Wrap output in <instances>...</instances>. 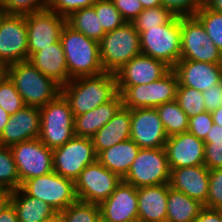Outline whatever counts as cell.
<instances>
[{"label": "cell", "mask_w": 222, "mask_h": 222, "mask_svg": "<svg viewBox=\"0 0 222 222\" xmlns=\"http://www.w3.org/2000/svg\"><path fill=\"white\" fill-rule=\"evenodd\" d=\"M213 124L211 112L204 111L189 118L188 132L195 135L198 139L204 140Z\"/></svg>", "instance_id": "43"}, {"label": "cell", "mask_w": 222, "mask_h": 222, "mask_svg": "<svg viewBox=\"0 0 222 222\" xmlns=\"http://www.w3.org/2000/svg\"><path fill=\"white\" fill-rule=\"evenodd\" d=\"M26 15L4 13L0 19V62L7 66L28 60Z\"/></svg>", "instance_id": "14"}, {"label": "cell", "mask_w": 222, "mask_h": 222, "mask_svg": "<svg viewBox=\"0 0 222 222\" xmlns=\"http://www.w3.org/2000/svg\"><path fill=\"white\" fill-rule=\"evenodd\" d=\"M162 6L175 16H191L205 4V0H161Z\"/></svg>", "instance_id": "42"}, {"label": "cell", "mask_w": 222, "mask_h": 222, "mask_svg": "<svg viewBox=\"0 0 222 222\" xmlns=\"http://www.w3.org/2000/svg\"><path fill=\"white\" fill-rule=\"evenodd\" d=\"M156 110L168 137L188 132L189 117L181 109L176 100L163 103L156 107Z\"/></svg>", "instance_id": "31"}, {"label": "cell", "mask_w": 222, "mask_h": 222, "mask_svg": "<svg viewBox=\"0 0 222 222\" xmlns=\"http://www.w3.org/2000/svg\"><path fill=\"white\" fill-rule=\"evenodd\" d=\"M99 50L103 70L114 74L141 54L140 34L132 22H125L115 30L106 32L99 41Z\"/></svg>", "instance_id": "4"}, {"label": "cell", "mask_w": 222, "mask_h": 222, "mask_svg": "<svg viewBox=\"0 0 222 222\" xmlns=\"http://www.w3.org/2000/svg\"><path fill=\"white\" fill-rule=\"evenodd\" d=\"M99 0H49L48 8L67 18L73 12L93 6Z\"/></svg>", "instance_id": "41"}, {"label": "cell", "mask_w": 222, "mask_h": 222, "mask_svg": "<svg viewBox=\"0 0 222 222\" xmlns=\"http://www.w3.org/2000/svg\"><path fill=\"white\" fill-rule=\"evenodd\" d=\"M205 5L211 10L222 13V0H205Z\"/></svg>", "instance_id": "50"}, {"label": "cell", "mask_w": 222, "mask_h": 222, "mask_svg": "<svg viewBox=\"0 0 222 222\" xmlns=\"http://www.w3.org/2000/svg\"><path fill=\"white\" fill-rule=\"evenodd\" d=\"M117 93L116 77L110 72L75 78L61 87V94L68 101L74 116L95 109Z\"/></svg>", "instance_id": "1"}, {"label": "cell", "mask_w": 222, "mask_h": 222, "mask_svg": "<svg viewBox=\"0 0 222 222\" xmlns=\"http://www.w3.org/2000/svg\"><path fill=\"white\" fill-rule=\"evenodd\" d=\"M7 76L26 106L41 108L61 93V86L40 72L29 60L9 65Z\"/></svg>", "instance_id": "3"}, {"label": "cell", "mask_w": 222, "mask_h": 222, "mask_svg": "<svg viewBox=\"0 0 222 222\" xmlns=\"http://www.w3.org/2000/svg\"><path fill=\"white\" fill-rule=\"evenodd\" d=\"M3 4H4V0H0V8L2 9L3 7Z\"/></svg>", "instance_id": "60"}, {"label": "cell", "mask_w": 222, "mask_h": 222, "mask_svg": "<svg viewBox=\"0 0 222 222\" xmlns=\"http://www.w3.org/2000/svg\"><path fill=\"white\" fill-rule=\"evenodd\" d=\"M222 210L203 208L195 222H221Z\"/></svg>", "instance_id": "47"}, {"label": "cell", "mask_w": 222, "mask_h": 222, "mask_svg": "<svg viewBox=\"0 0 222 222\" xmlns=\"http://www.w3.org/2000/svg\"><path fill=\"white\" fill-rule=\"evenodd\" d=\"M93 7L105 32L113 31L126 22L111 0H99Z\"/></svg>", "instance_id": "37"}, {"label": "cell", "mask_w": 222, "mask_h": 222, "mask_svg": "<svg viewBox=\"0 0 222 222\" xmlns=\"http://www.w3.org/2000/svg\"><path fill=\"white\" fill-rule=\"evenodd\" d=\"M180 24V59L222 64V52L214 45L203 24L195 15L181 16Z\"/></svg>", "instance_id": "10"}, {"label": "cell", "mask_w": 222, "mask_h": 222, "mask_svg": "<svg viewBox=\"0 0 222 222\" xmlns=\"http://www.w3.org/2000/svg\"><path fill=\"white\" fill-rule=\"evenodd\" d=\"M128 222H143L141 219L137 218V219H134L132 221H128Z\"/></svg>", "instance_id": "58"}, {"label": "cell", "mask_w": 222, "mask_h": 222, "mask_svg": "<svg viewBox=\"0 0 222 222\" xmlns=\"http://www.w3.org/2000/svg\"><path fill=\"white\" fill-rule=\"evenodd\" d=\"M203 141H222V126L214 123Z\"/></svg>", "instance_id": "49"}, {"label": "cell", "mask_w": 222, "mask_h": 222, "mask_svg": "<svg viewBox=\"0 0 222 222\" xmlns=\"http://www.w3.org/2000/svg\"><path fill=\"white\" fill-rule=\"evenodd\" d=\"M174 14L164 6L144 9L133 21L132 24L138 32L146 31L148 28L158 27L166 24Z\"/></svg>", "instance_id": "36"}, {"label": "cell", "mask_w": 222, "mask_h": 222, "mask_svg": "<svg viewBox=\"0 0 222 222\" xmlns=\"http://www.w3.org/2000/svg\"><path fill=\"white\" fill-rule=\"evenodd\" d=\"M12 195H0V214L11 204Z\"/></svg>", "instance_id": "52"}, {"label": "cell", "mask_w": 222, "mask_h": 222, "mask_svg": "<svg viewBox=\"0 0 222 222\" xmlns=\"http://www.w3.org/2000/svg\"><path fill=\"white\" fill-rule=\"evenodd\" d=\"M21 184L35 177L53 172V150L39 138L10 146Z\"/></svg>", "instance_id": "13"}, {"label": "cell", "mask_w": 222, "mask_h": 222, "mask_svg": "<svg viewBox=\"0 0 222 222\" xmlns=\"http://www.w3.org/2000/svg\"><path fill=\"white\" fill-rule=\"evenodd\" d=\"M41 113L38 107L25 106L9 117L0 134V145L12 146L17 143L39 138Z\"/></svg>", "instance_id": "21"}, {"label": "cell", "mask_w": 222, "mask_h": 222, "mask_svg": "<svg viewBox=\"0 0 222 222\" xmlns=\"http://www.w3.org/2000/svg\"><path fill=\"white\" fill-rule=\"evenodd\" d=\"M66 23L65 17L49 8L26 14L28 58L33 53L58 42Z\"/></svg>", "instance_id": "15"}, {"label": "cell", "mask_w": 222, "mask_h": 222, "mask_svg": "<svg viewBox=\"0 0 222 222\" xmlns=\"http://www.w3.org/2000/svg\"><path fill=\"white\" fill-rule=\"evenodd\" d=\"M49 0H4L2 9L7 14L26 15L47 9Z\"/></svg>", "instance_id": "39"}, {"label": "cell", "mask_w": 222, "mask_h": 222, "mask_svg": "<svg viewBox=\"0 0 222 222\" xmlns=\"http://www.w3.org/2000/svg\"><path fill=\"white\" fill-rule=\"evenodd\" d=\"M20 189L28 196L44 201L56 212L63 211L78 200L74 181L54 171L24 181Z\"/></svg>", "instance_id": "8"}, {"label": "cell", "mask_w": 222, "mask_h": 222, "mask_svg": "<svg viewBox=\"0 0 222 222\" xmlns=\"http://www.w3.org/2000/svg\"><path fill=\"white\" fill-rule=\"evenodd\" d=\"M130 126L131 109L122 106L112 119L92 137L96 154L130 139Z\"/></svg>", "instance_id": "26"}, {"label": "cell", "mask_w": 222, "mask_h": 222, "mask_svg": "<svg viewBox=\"0 0 222 222\" xmlns=\"http://www.w3.org/2000/svg\"><path fill=\"white\" fill-rule=\"evenodd\" d=\"M67 24L87 38L100 41L106 34L93 6L73 12L66 18Z\"/></svg>", "instance_id": "30"}, {"label": "cell", "mask_w": 222, "mask_h": 222, "mask_svg": "<svg viewBox=\"0 0 222 222\" xmlns=\"http://www.w3.org/2000/svg\"><path fill=\"white\" fill-rule=\"evenodd\" d=\"M126 22H132L143 10L139 0H111Z\"/></svg>", "instance_id": "45"}, {"label": "cell", "mask_w": 222, "mask_h": 222, "mask_svg": "<svg viewBox=\"0 0 222 222\" xmlns=\"http://www.w3.org/2000/svg\"><path fill=\"white\" fill-rule=\"evenodd\" d=\"M101 222H128L138 218L137 188L121 181L100 205Z\"/></svg>", "instance_id": "18"}, {"label": "cell", "mask_w": 222, "mask_h": 222, "mask_svg": "<svg viewBox=\"0 0 222 222\" xmlns=\"http://www.w3.org/2000/svg\"><path fill=\"white\" fill-rule=\"evenodd\" d=\"M169 186L205 206L209 193V169L205 165L170 169Z\"/></svg>", "instance_id": "22"}, {"label": "cell", "mask_w": 222, "mask_h": 222, "mask_svg": "<svg viewBox=\"0 0 222 222\" xmlns=\"http://www.w3.org/2000/svg\"><path fill=\"white\" fill-rule=\"evenodd\" d=\"M0 184L14 191L21 187L16 163L9 146L0 145Z\"/></svg>", "instance_id": "32"}, {"label": "cell", "mask_w": 222, "mask_h": 222, "mask_svg": "<svg viewBox=\"0 0 222 222\" xmlns=\"http://www.w3.org/2000/svg\"><path fill=\"white\" fill-rule=\"evenodd\" d=\"M0 222H19L12 203L0 214Z\"/></svg>", "instance_id": "48"}, {"label": "cell", "mask_w": 222, "mask_h": 222, "mask_svg": "<svg viewBox=\"0 0 222 222\" xmlns=\"http://www.w3.org/2000/svg\"><path fill=\"white\" fill-rule=\"evenodd\" d=\"M144 9L162 6L161 0H139Z\"/></svg>", "instance_id": "54"}, {"label": "cell", "mask_w": 222, "mask_h": 222, "mask_svg": "<svg viewBox=\"0 0 222 222\" xmlns=\"http://www.w3.org/2000/svg\"><path fill=\"white\" fill-rule=\"evenodd\" d=\"M122 106V96L118 92L111 100L95 109L79 116H74V135L92 138L100 128L112 119Z\"/></svg>", "instance_id": "24"}, {"label": "cell", "mask_w": 222, "mask_h": 222, "mask_svg": "<svg viewBox=\"0 0 222 222\" xmlns=\"http://www.w3.org/2000/svg\"><path fill=\"white\" fill-rule=\"evenodd\" d=\"M170 168L165 148H140L123 178L136 188L169 184Z\"/></svg>", "instance_id": "9"}, {"label": "cell", "mask_w": 222, "mask_h": 222, "mask_svg": "<svg viewBox=\"0 0 222 222\" xmlns=\"http://www.w3.org/2000/svg\"><path fill=\"white\" fill-rule=\"evenodd\" d=\"M43 222H64L62 212H55L52 216L46 218Z\"/></svg>", "instance_id": "55"}, {"label": "cell", "mask_w": 222, "mask_h": 222, "mask_svg": "<svg viewBox=\"0 0 222 222\" xmlns=\"http://www.w3.org/2000/svg\"><path fill=\"white\" fill-rule=\"evenodd\" d=\"M204 165L209 169L222 168V141H204Z\"/></svg>", "instance_id": "44"}, {"label": "cell", "mask_w": 222, "mask_h": 222, "mask_svg": "<svg viewBox=\"0 0 222 222\" xmlns=\"http://www.w3.org/2000/svg\"><path fill=\"white\" fill-rule=\"evenodd\" d=\"M9 117V113H7L2 107H0V134L3 132L4 127L9 120Z\"/></svg>", "instance_id": "51"}, {"label": "cell", "mask_w": 222, "mask_h": 222, "mask_svg": "<svg viewBox=\"0 0 222 222\" xmlns=\"http://www.w3.org/2000/svg\"><path fill=\"white\" fill-rule=\"evenodd\" d=\"M141 54L161 60L171 68L181 57L180 16H173L166 24L139 32Z\"/></svg>", "instance_id": "5"}, {"label": "cell", "mask_w": 222, "mask_h": 222, "mask_svg": "<svg viewBox=\"0 0 222 222\" xmlns=\"http://www.w3.org/2000/svg\"><path fill=\"white\" fill-rule=\"evenodd\" d=\"M204 207L222 210V168L209 170V193Z\"/></svg>", "instance_id": "40"}, {"label": "cell", "mask_w": 222, "mask_h": 222, "mask_svg": "<svg viewBox=\"0 0 222 222\" xmlns=\"http://www.w3.org/2000/svg\"><path fill=\"white\" fill-rule=\"evenodd\" d=\"M123 179L104 167L99 161L87 165L74 181L77 199L98 204L115 191Z\"/></svg>", "instance_id": "11"}, {"label": "cell", "mask_w": 222, "mask_h": 222, "mask_svg": "<svg viewBox=\"0 0 222 222\" xmlns=\"http://www.w3.org/2000/svg\"><path fill=\"white\" fill-rule=\"evenodd\" d=\"M130 139L140 148H165L168 136L156 108L131 110Z\"/></svg>", "instance_id": "16"}, {"label": "cell", "mask_w": 222, "mask_h": 222, "mask_svg": "<svg viewBox=\"0 0 222 222\" xmlns=\"http://www.w3.org/2000/svg\"><path fill=\"white\" fill-rule=\"evenodd\" d=\"M178 86H188L201 92L222 82V64L180 59L173 67Z\"/></svg>", "instance_id": "20"}, {"label": "cell", "mask_w": 222, "mask_h": 222, "mask_svg": "<svg viewBox=\"0 0 222 222\" xmlns=\"http://www.w3.org/2000/svg\"><path fill=\"white\" fill-rule=\"evenodd\" d=\"M202 93L206 111L212 112L222 104V82L210 86Z\"/></svg>", "instance_id": "46"}, {"label": "cell", "mask_w": 222, "mask_h": 222, "mask_svg": "<svg viewBox=\"0 0 222 222\" xmlns=\"http://www.w3.org/2000/svg\"><path fill=\"white\" fill-rule=\"evenodd\" d=\"M176 101L189 118L206 111L203 93L195 88L178 86Z\"/></svg>", "instance_id": "34"}, {"label": "cell", "mask_w": 222, "mask_h": 222, "mask_svg": "<svg viewBox=\"0 0 222 222\" xmlns=\"http://www.w3.org/2000/svg\"><path fill=\"white\" fill-rule=\"evenodd\" d=\"M97 161L92 138L74 136L53 150V170L65 178L75 181L87 165Z\"/></svg>", "instance_id": "12"}, {"label": "cell", "mask_w": 222, "mask_h": 222, "mask_svg": "<svg viewBox=\"0 0 222 222\" xmlns=\"http://www.w3.org/2000/svg\"><path fill=\"white\" fill-rule=\"evenodd\" d=\"M178 80L171 69L157 81L133 86H117L122 96L123 106L131 110L137 108H156L163 103L176 100Z\"/></svg>", "instance_id": "7"}, {"label": "cell", "mask_w": 222, "mask_h": 222, "mask_svg": "<svg viewBox=\"0 0 222 222\" xmlns=\"http://www.w3.org/2000/svg\"><path fill=\"white\" fill-rule=\"evenodd\" d=\"M213 122L222 126V105H220L216 110L211 112Z\"/></svg>", "instance_id": "53"}, {"label": "cell", "mask_w": 222, "mask_h": 222, "mask_svg": "<svg viewBox=\"0 0 222 222\" xmlns=\"http://www.w3.org/2000/svg\"><path fill=\"white\" fill-rule=\"evenodd\" d=\"M41 125L39 139L54 150L71 140L74 135V115L65 97L60 93L53 101L39 108Z\"/></svg>", "instance_id": "6"}, {"label": "cell", "mask_w": 222, "mask_h": 222, "mask_svg": "<svg viewBox=\"0 0 222 222\" xmlns=\"http://www.w3.org/2000/svg\"><path fill=\"white\" fill-rule=\"evenodd\" d=\"M169 184L137 188L138 218L143 222H166Z\"/></svg>", "instance_id": "25"}, {"label": "cell", "mask_w": 222, "mask_h": 222, "mask_svg": "<svg viewBox=\"0 0 222 222\" xmlns=\"http://www.w3.org/2000/svg\"><path fill=\"white\" fill-rule=\"evenodd\" d=\"M0 195H12V191L5 189V188L0 184Z\"/></svg>", "instance_id": "57"}, {"label": "cell", "mask_w": 222, "mask_h": 222, "mask_svg": "<svg viewBox=\"0 0 222 222\" xmlns=\"http://www.w3.org/2000/svg\"><path fill=\"white\" fill-rule=\"evenodd\" d=\"M60 41L66 57L70 80L96 76L105 71L101 65L99 42L65 24Z\"/></svg>", "instance_id": "2"}, {"label": "cell", "mask_w": 222, "mask_h": 222, "mask_svg": "<svg viewBox=\"0 0 222 222\" xmlns=\"http://www.w3.org/2000/svg\"><path fill=\"white\" fill-rule=\"evenodd\" d=\"M204 205L169 186L166 222H195Z\"/></svg>", "instance_id": "29"}, {"label": "cell", "mask_w": 222, "mask_h": 222, "mask_svg": "<svg viewBox=\"0 0 222 222\" xmlns=\"http://www.w3.org/2000/svg\"><path fill=\"white\" fill-rule=\"evenodd\" d=\"M21 95L16 90L13 82L6 76L0 82V107H2L10 116L25 107Z\"/></svg>", "instance_id": "38"}, {"label": "cell", "mask_w": 222, "mask_h": 222, "mask_svg": "<svg viewBox=\"0 0 222 222\" xmlns=\"http://www.w3.org/2000/svg\"><path fill=\"white\" fill-rule=\"evenodd\" d=\"M8 66L0 62V82L7 76Z\"/></svg>", "instance_id": "56"}, {"label": "cell", "mask_w": 222, "mask_h": 222, "mask_svg": "<svg viewBox=\"0 0 222 222\" xmlns=\"http://www.w3.org/2000/svg\"><path fill=\"white\" fill-rule=\"evenodd\" d=\"M64 222H101L100 206L77 200L61 211Z\"/></svg>", "instance_id": "35"}, {"label": "cell", "mask_w": 222, "mask_h": 222, "mask_svg": "<svg viewBox=\"0 0 222 222\" xmlns=\"http://www.w3.org/2000/svg\"><path fill=\"white\" fill-rule=\"evenodd\" d=\"M194 15L201 21L214 45L222 52V13L203 4Z\"/></svg>", "instance_id": "33"}, {"label": "cell", "mask_w": 222, "mask_h": 222, "mask_svg": "<svg viewBox=\"0 0 222 222\" xmlns=\"http://www.w3.org/2000/svg\"><path fill=\"white\" fill-rule=\"evenodd\" d=\"M139 150L140 147L132 139H128L101 151L97 155V161L123 179Z\"/></svg>", "instance_id": "27"}, {"label": "cell", "mask_w": 222, "mask_h": 222, "mask_svg": "<svg viewBox=\"0 0 222 222\" xmlns=\"http://www.w3.org/2000/svg\"><path fill=\"white\" fill-rule=\"evenodd\" d=\"M11 203L19 222H43L56 211L44 201L26 195L20 188L12 191Z\"/></svg>", "instance_id": "28"}, {"label": "cell", "mask_w": 222, "mask_h": 222, "mask_svg": "<svg viewBox=\"0 0 222 222\" xmlns=\"http://www.w3.org/2000/svg\"><path fill=\"white\" fill-rule=\"evenodd\" d=\"M204 141L184 132L169 136L165 150L170 169L204 165Z\"/></svg>", "instance_id": "19"}, {"label": "cell", "mask_w": 222, "mask_h": 222, "mask_svg": "<svg viewBox=\"0 0 222 222\" xmlns=\"http://www.w3.org/2000/svg\"><path fill=\"white\" fill-rule=\"evenodd\" d=\"M28 60L45 76L61 87L70 81L66 57L61 41L33 53Z\"/></svg>", "instance_id": "23"}, {"label": "cell", "mask_w": 222, "mask_h": 222, "mask_svg": "<svg viewBox=\"0 0 222 222\" xmlns=\"http://www.w3.org/2000/svg\"><path fill=\"white\" fill-rule=\"evenodd\" d=\"M172 68L165 62L140 54L115 72L117 86L148 84L159 80Z\"/></svg>", "instance_id": "17"}, {"label": "cell", "mask_w": 222, "mask_h": 222, "mask_svg": "<svg viewBox=\"0 0 222 222\" xmlns=\"http://www.w3.org/2000/svg\"><path fill=\"white\" fill-rule=\"evenodd\" d=\"M4 13H5L4 10L0 8V19Z\"/></svg>", "instance_id": "59"}]
</instances>
